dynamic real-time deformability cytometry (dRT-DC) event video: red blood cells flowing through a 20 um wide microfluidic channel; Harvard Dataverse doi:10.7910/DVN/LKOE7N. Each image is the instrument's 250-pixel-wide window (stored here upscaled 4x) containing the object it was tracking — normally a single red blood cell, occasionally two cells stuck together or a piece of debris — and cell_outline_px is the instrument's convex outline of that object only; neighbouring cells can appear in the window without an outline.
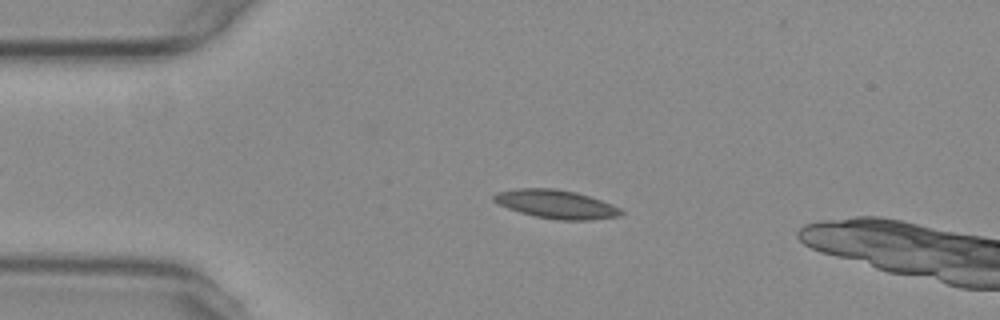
{"species": "common noctule bat (a hibernating species)", "species_latin": "Nyctalus noctula", "temperature_condition": "warm", "stored_images_in_passage": 48, "camera_frame_rate_fps": 3000, "um_per_image_px": 0.085, "animal": {"sex": "female", "body_mass_g": 29.2, "forearm_length_mm": 56.3}, "frame": {"image": 1, "passage_image": 11, "time_ms": 3.333, "image_size_px": [1000, 320], "cell_outline_px": [[624, 212], [620, 216], [592, 220], [556, 220], [536, 216], [520, 212], [496, 204], [492, 200], [492, 196], [496, 192], [516, 188], [556, 188], [576, 192], [612, 204], [620, 208]], "centroid_in_image_um": [47.24, 17.35], "position_along_channel_um": 37.8, "area_um2": 21.33}}
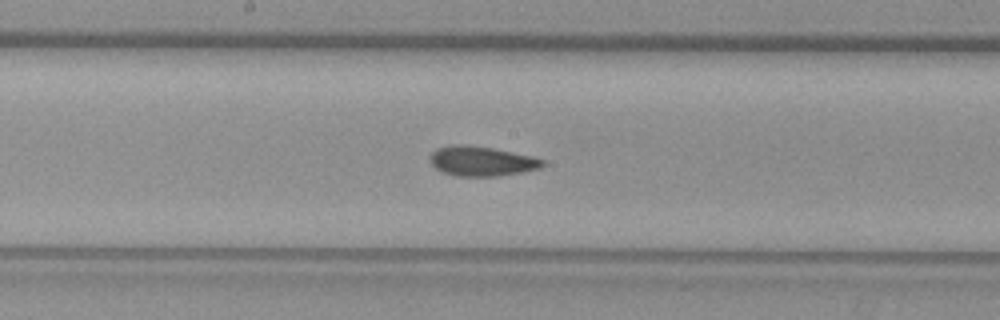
{"frame": {"image": 2, "passage_image": 27, "time_ms": 8.667, "image_size_px": [1000, 320], "cell_outline_px": [[544, 164], [540, 168], [500, 176], [456, 176], [440, 172], [428, 160], [428, 156], [436, 148], [452, 144], [464, 144], [492, 148], [532, 156], [544, 160]], "centroid_in_image_um": [40.87, 13.69], "position_along_channel_um": 207.3, "area_um2": 19.65}}
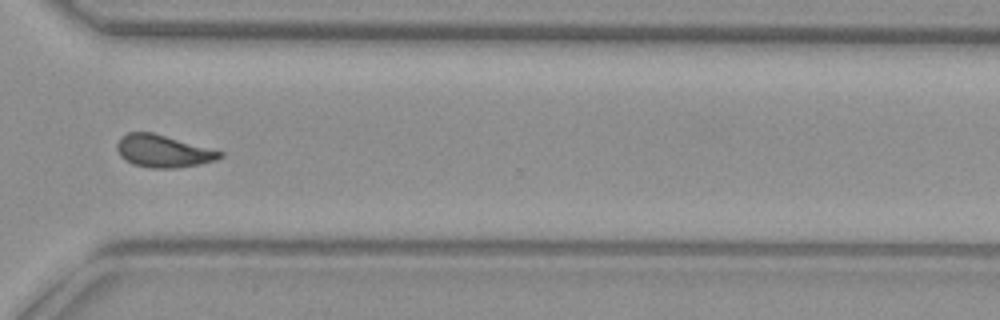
{"frame": {"image": 3, "passage_image": 39, "time_ms": 12.667, "image_size_px": [1000, 320], "cell_outline_px": [[224, 156], [216, 160], [200, 164], [176, 168], [148, 168], [132, 164], [124, 160], [120, 156], [116, 148], [116, 144], [120, 136], [128, 132], [152, 132], [224, 152]], "centroid_in_image_um": [13.83, 12.85], "position_along_channel_um": 356.8, "area_um2": 19.59}, "authors_computed_cell_mechanics": {"area_um2": 19.6231, "velocity_mm_per_s": 3.7365, "shape_relaxation_time_tau1_ms": null, "shape_relaxation_time_tau2_ms": 2.2839, "deformation_change_tau1": null, "deformation_change_tau2": 0.0701}}